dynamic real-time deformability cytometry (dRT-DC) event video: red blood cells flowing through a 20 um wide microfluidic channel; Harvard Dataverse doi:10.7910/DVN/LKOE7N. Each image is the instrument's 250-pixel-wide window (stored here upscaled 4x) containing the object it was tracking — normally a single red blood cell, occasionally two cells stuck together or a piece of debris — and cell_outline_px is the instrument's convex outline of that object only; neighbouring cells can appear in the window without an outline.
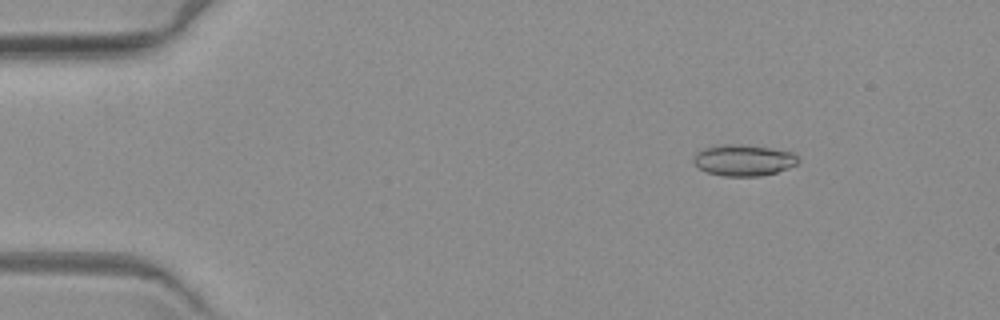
{"species": "common noctule bat (a hibernating species)", "species_latin": "Nyctalus noctula", "temperature_condition": "warm", "stored_images_in_passage": 6, "camera_frame_rate_fps": 3000, "um_per_image_px": 0.085, "animal": {"sex": "female", "body_mass_g": 19.3, "forearm_length_mm": 54.1}, "frame": {"image": 1, "passage_image": 1, "time_ms": 0.0, "image_size_px": [1000, 320], "cell_outline_px": [[800, 160], [796, 164], [788, 168], [776, 172], [760, 176], [724, 176], [708, 172], [700, 168], [692, 160], [692, 156], [696, 152], [704, 148], [720, 144], [732, 144], [768, 148], [792, 152]], "centroid_in_image_um": [63.17, 13.62], "position_along_channel_um": 21.8, "area_um2": 18.84}}
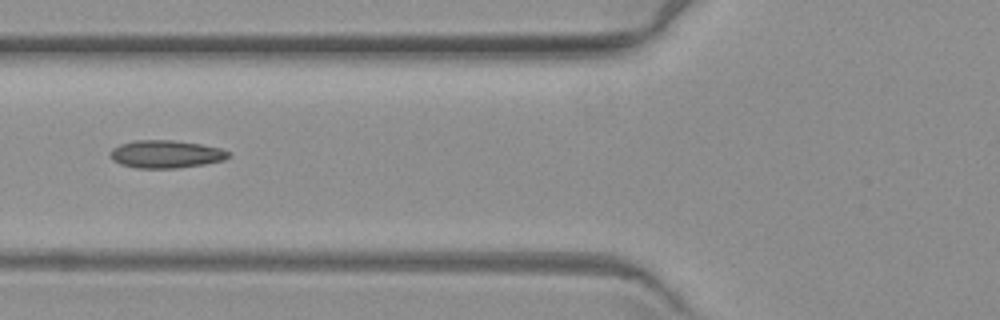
{"frame": {"image": 2, "passage_image": 5, "time_ms": 5.0, "image_size_px": [1000, 320], "cell_outline_px": [[232, 156], [224, 160], [204, 164], [176, 168], [136, 168], [120, 164], [112, 160], [108, 156], [112, 148], [120, 144], [136, 140], [172, 140], [200, 144], [220, 148], [228, 152]], "centroid_in_image_um": [14.07, 13.1], "position_along_channel_um": 111.7, "area_um2": 19.19}}
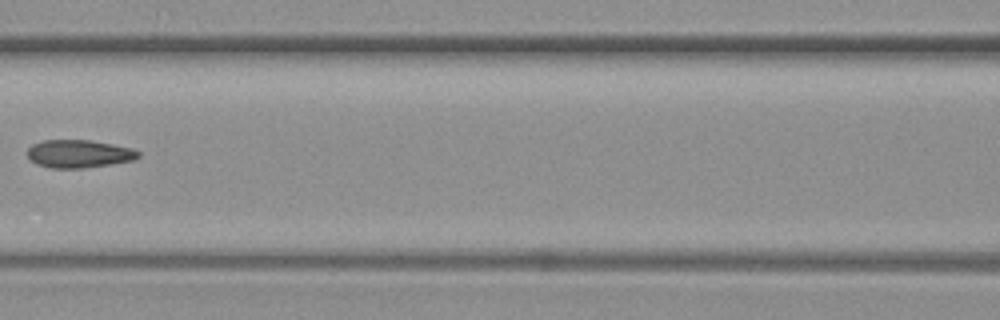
{"frame": {"image": 3, "passage_image": 6, "time_ms": 6.333, "image_size_px": [1000, 320], "cell_outline_px": [[140, 156], [132, 160], [112, 164], [84, 168], [48, 168], [36, 164], [28, 156], [28, 148], [32, 144], [44, 140], [88, 140], [112, 144], [132, 148], [140, 152]], "centroid_in_image_um": [6.7, 13.07], "position_along_channel_um": 159.9, "area_um2": 18.03}}